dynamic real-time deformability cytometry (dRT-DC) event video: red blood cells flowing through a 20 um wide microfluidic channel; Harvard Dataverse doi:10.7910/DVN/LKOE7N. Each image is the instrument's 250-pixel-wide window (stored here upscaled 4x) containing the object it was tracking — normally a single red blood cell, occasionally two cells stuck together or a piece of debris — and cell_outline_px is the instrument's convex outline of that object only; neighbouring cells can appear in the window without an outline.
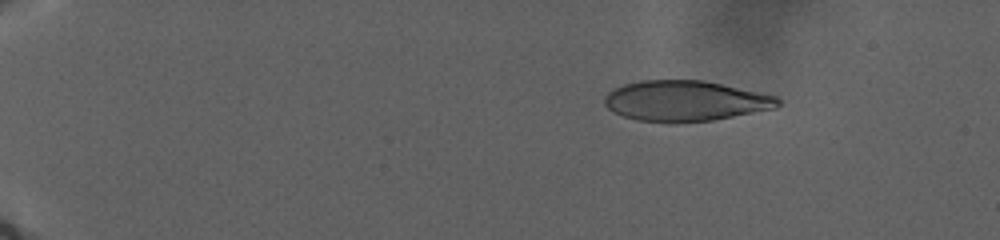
{"species": "human", "species_latin": "Homo sapiens", "temperature_condition": "warm", "stored_images_in_passage": 97, "camera_frame_rate_fps": 3000, "um_per_image_px": 0.085, "donor": {"sex": "male"}, "frame": {"image": 1, "passage_image": 18, "time_ms": 6.667, "image_size_px": [1000, 240], "cell_outline_px": [[780, 104], [776, 108], [712, 120], [676, 124], [668, 124], [636, 120], [612, 112], [604, 104], [604, 96], [608, 92], [624, 84], [640, 80], [704, 80], [760, 92], [776, 96], [780, 100]], "centroid_in_image_um": [58.22, 8.59], "position_along_channel_um": 26.8, "area_um2": 41.38}}
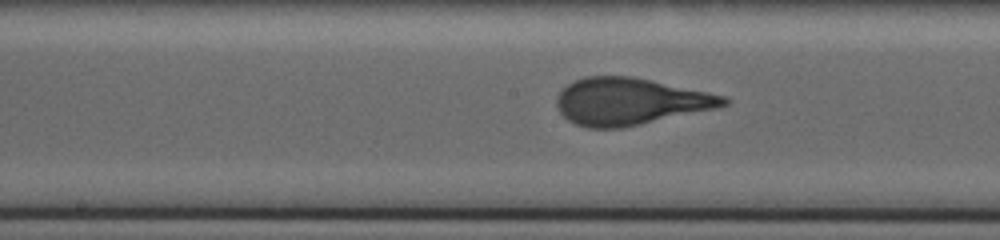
{"frame": {"image": 2, "passage_image": 62, "time_ms": 23.0, "image_size_px": [1000, 240], "cell_outline_px": [[732, 100], [728, 104], [720, 108], [620, 128], [588, 128], [576, 124], [568, 120], [560, 112], [556, 104], [556, 96], [568, 84], [584, 76], [632, 76], [652, 80], [708, 92], [724, 96]], "centroid_in_image_um": [53.58, 8.62], "position_along_channel_um": 194.6, "area_um2": 45.72}}
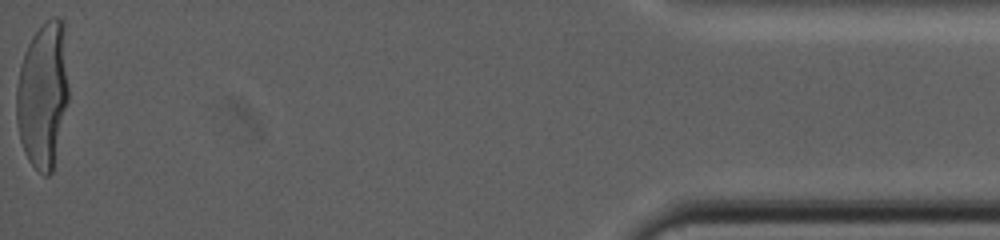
{"frame": {"image": 3, "passage_image": 97, "time_ms": 39.667, "image_size_px": [1000, 240], "cell_outline_px": [[68, 100], [52, 172], [48, 176], [44, 176], [28, 160], [24, 152], [20, 140], [16, 120], [16, 88], [20, 64], [24, 52], [32, 36], [44, 20], [52, 16], [56, 16], [64, 20], [68, 88]], "centroid_in_image_um": [3.64, 8.01], "position_along_channel_um": 431.6, "area_um2": 44.8}}